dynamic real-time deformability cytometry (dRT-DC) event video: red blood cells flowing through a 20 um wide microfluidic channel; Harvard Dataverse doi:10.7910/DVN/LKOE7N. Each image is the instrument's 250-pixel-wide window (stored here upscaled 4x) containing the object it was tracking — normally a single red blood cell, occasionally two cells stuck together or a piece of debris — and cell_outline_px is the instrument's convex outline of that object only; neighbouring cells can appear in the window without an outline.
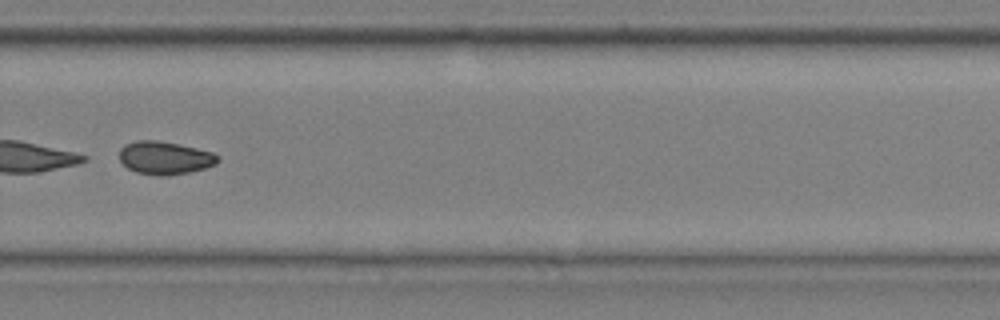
{"species": "common noctule bat (a hibernating species)", "species_latin": "Nyctalus noctula", "temperature_condition": "cold", "stored_images_in_passage": 51, "camera_frame_rate_fps": 3000, "um_per_image_px": 0.085, "animal": {"sex": "male", "body_mass_g": 20.4}, "frame": {"image": 1, "passage_image": 37, "time_ms": 12.0, "image_size_px": [1000, 320], "cell_outline_px": [[220, 160], [216, 164], [204, 168], [188, 172], [168, 176], [156, 176], [136, 172], [128, 168], [120, 160], [120, 148], [124, 144], [136, 140], [156, 140], [196, 148], [212, 152], [220, 156]], "centroid_in_image_um": [14.0, 13.42], "position_along_channel_um": 315.8, "area_um2": 18.96}}